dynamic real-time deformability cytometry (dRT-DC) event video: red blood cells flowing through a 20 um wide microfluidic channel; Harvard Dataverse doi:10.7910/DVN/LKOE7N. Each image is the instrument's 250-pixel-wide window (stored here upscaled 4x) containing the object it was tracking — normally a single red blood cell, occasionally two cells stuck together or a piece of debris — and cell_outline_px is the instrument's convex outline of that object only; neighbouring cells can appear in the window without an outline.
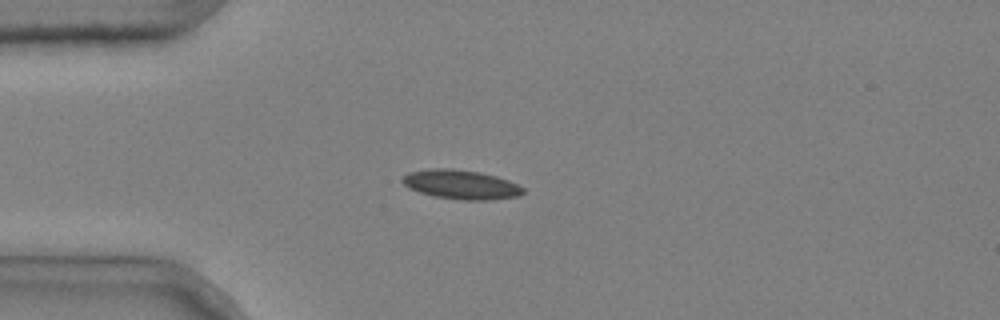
{"species": "common noctule bat (a hibernating species)", "species_latin": "Nyctalus noctula", "temperature_condition": "cold", "stored_images_in_passage": 4, "camera_frame_rate_fps": 3000, "um_per_image_px": 0.085, "animal": {"sex": "male", "body_mass_g": 20.4}, "frame": {"image": 1, "passage_image": 2, "time_ms": 0.333, "image_size_px": [1000, 320], "cell_outline_px": [[524, 192], [516, 196], [488, 200], [464, 200], [436, 196], [420, 192], [408, 188], [400, 180], [408, 172], [436, 168], [448, 168], [480, 172], [496, 176], [508, 180], [524, 188]], "centroid_in_image_um": [39.17, 15.68], "position_along_channel_um": 45.8, "area_um2": 20.29}}